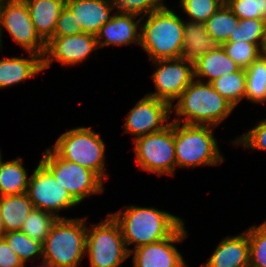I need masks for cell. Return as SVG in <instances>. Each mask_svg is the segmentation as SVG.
<instances>
[{"label":"cell","instance_id":"cell-17","mask_svg":"<svg viewBox=\"0 0 266 267\" xmlns=\"http://www.w3.org/2000/svg\"><path fill=\"white\" fill-rule=\"evenodd\" d=\"M65 7L81 23L82 33L96 35L100 27L113 17L114 0H66Z\"/></svg>","mask_w":266,"mask_h":267},{"label":"cell","instance_id":"cell-3","mask_svg":"<svg viewBox=\"0 0 266 267\" xmlns=\"http://www.w3.org/2000/svg\"><path fill=\"white\" fill-rule=\"evenodd\" d=\"M140 46L151 61L181 57L184 20L173 9L163 8L147 14L141 20Z\"/></svg>","mask_w":266,"mask_h":267},{"label":"cell","instance_id":"cell-23","mask_svg":"<svg viewBox=\"0 0 266 267\" xmlns=\"http://www.w3.org/2000/svg\"><path fill=\"white\" fill-rule=\"evenodd\" d=\"M0 208L5 233L19 231L34 208L27 193L0 197Z\"/></svg>","mask_w":266,"mask_h":267},{"label":"cell","instance_id":"cell-21","mask_svg":"<svg viewBox=\"0 0 266 267\" xmlns=\"http://www.w3.org/2000/svg\"><path fill=\"white\" fill-rule=\"evenodd\" d=\"M239 69L240 67L226 54L222 45H218L194 62V79L203 82V79L207 78V83H210L223 74H231Z\"/></svg>","mask_w":266,"mask_h":267},{"label":"cell","instance_id":"cell-31","mask_svg":"<svg viewBox=\"0 0 266 267\" xmlns=\"http://www.w3.org/2000/svg\"><path fill=\"white\" fill-rule=\"evenodd\" d=\"M265 45H255L246 41L225 42L222 44L226 54L241 68L247 69L263 54Z\"/></svg>","mask_w":266,"mask_h":267},{"label":"cell","instance_id":"cell-19","mask_svg":"<svg viewBox=\"0 0 266 267\" xmlns=\"http://www.w3.org/2000/svg\"><path fill=\"white\" fill-rule=\"evenodd\" d=\"M27 53H29L27 58L0 59V89L31 79L43 70L42 57L33 52Z\"/></svg>","mask_w":266,"mask_h":267},{"label":"cell","instance_id":"cell-28","mask_svg":"<svg viewBox=\"0 0 266 267\" xmlns=\"http://www.w3.org/2000/svg\"><path fill=\"white\" fill-rule=\"evenodd\" d=\"M3 238L9 247L19 256L22 263L35 258H43L42 243L32 239L23 233L21 230L5 233ZM38 256V257H36Z\"/></svg>","mask_w":266,"mask_h":267},{"label":"cell","instance_id":"cell-40","mask_svg":"<svg viewBox=\"0 0 266 267\" xmlns=\"http://www.w3.org/2000/svg\"><path fill=\"white\" fill-rule=\"evenodd\" d=\"M39 267V266H38ZM40 267H52V266H50V265H48V264H46V263H44V262H42V264H41V266Z\"/></svg>","mask_w":266,"mask_h":267},{"label":"cell","instance_id":"cell-30","mask_svg":"<svg viewBox=\"0 0 266 267\" xmlns=\"http://www.w3.org/2000/svg\"><path fill=\"white\" fill-rule=\"evenodd\" d=\"M246 41L255 45H265L266 21L262 18L239 20L237 28L227 42Z\"/></svg>","mask_w":266,"mask_h":267},{"label":"cell","instance_id":"cell-4","mask_svg":"<svg viewBox=\"0 0 266 267\" xmlns=\"http://www.w3.org/2000/svg\"><path fill=\"white\" fill-rule=\"evenodd\" d=\"M86 218H58L42 243L44 262L52 267H77L86 255Z\"/></svg>","mask_w":266,"mask_h":267},{"label":"cell","instance_id":"cell-27","mask_svg":"<svg viewBox=\"0 0 266 267\" xmlns=\"http://www.w3.org/2000/svg\"><path fill=\"white\" fill-rule=\"evenodd\" d=\"M246 71L245 100L254 103L266 102V55L262 54Z\"/></svg>","mask_w":266,"mask_h":267},{"label":"cell","instance_id":"cell-26","mask_svg":"<svg viewBox=\"0 0 266 267\" xmlns=\"http://www.w3.org/2000/svg\"><path fill=\"white\" fill-rule=\"evenodd\" d=\"M210 84L223 98L236 107L243 98L245 99L246 71L240 68L237 72L223 74Z\"/></svg>","mask_w":266,"mask_h":267},{"label":"cell","instance_id":"cell-10","mask_svg":"<svg viewBox=\"0 0 266 267\" xmlns=\"http://www.w3.org/2000/svg\"><path fill=\"white\" fill-rule=\"evenodd\" d=\"M3 29L26 52L44 56L46 42L36 32L24 0H0V49Z\"/></svg>","mask_w":266,"mask_h":267},{"label":"cell","instance_id":"cell-41","mask_svg":"<svg viewBox=\"0 0 266 267\" xmlns=\"http://www.w3.org/2000/svg\"><path fill=\"white\" fill-rule=\"evenodd\" d=\"M263 54L266 55V42H265V46H264V49H263Z\"/></svg>","mask_w":266,"mask_h":267},{"label":"cell","instance_id":"cell-29","mask_svg":"<svg viewBox=\"0 0 266 267\" xmlns=\"http://www.w3.org/2000/svg\"><path fill=\"white\" fill-rule=\"evenodd\" d=\"M57 219L58 217L51 212L33 208L24 221L21 231L30 238L43 243Z\"/></svg>","mask_w":266,"mask_h":267},{"label":"cell","instance_id":"cell-25","mask_svg":"<svg viewBox=\"0 0 266 267\" xmlns=\"http://www.w3.org/2000/svg\"><path fill=\"white\" fill-rule=\"evenodd\" d=\"M239 18L232 10L223 4L206 22L205 27L208 34L214 39L218 45L227 42L230 35L233 34Z\"/></svg>","mask_w":266,"mask_h":267},{"label":"cell","instance_id":"cell-38","mask_svg":"<svg viewBox=\"0 0 266 267\" xmlns=\"http://www.w3.org/2000/svg\"><path fill=\"white\" fill-rule=\"evenodd\" d=\"M0 267H25L4 238H0Z\"/></svg>","mask_w":266,"mask_h":267},{"label":"cell","instance_id":"cell-13","mask_svg":"<svg viewBox=\"0 0 266 267\" xmlns=\"http://www.w3.org/2000/svg\"><path fill=\"white\" fill-rule=\"evenodd\" d=\"M171 105L166 101L148 95L141 98L128 112L124 133L138 137L163 130L171 122Z\"/></svg>","mask_w":266,"mask_h":267},{"label":"cell","instance_id":"cell-39","mask_svg":"<svg viewBox=\"0 0 266 267\" xmlns=\"http://www.w3.org/2000/svg\"><path fill=\"white\" fill-rule=\"evenodd\" d=\"M5 234V228L3 225V218L1 214V208H0V238H3V235Z\"/></svg>","mask_w":266,"mask_h":267},{"label":"cell","instance_id":"cell-24","mask_svg":"<svg viewBox=\"0 0 266 267\" xmlns=\"http://www.w3.org/2000/svg\"><path fill=\"white\" fill-rule=\"evenodd\" d=\"M29 179L20 156L7 162L0 159V197L27 193Z\"/></svg>","mask_w":266,"mask_h":267},{"label":"cell","instance_id":"cell-8","mask_svg":"<svg viewBox=\"0 0 266 267\" xmlns=\"http://www.w3.org/2000/svg\"><path fill=\"white\" fill-rule=\"evenodd\" d=\"M40 162L78 203L92 194L104 193V181L96 173L61 158L52 148L46 149Z\"/></svg>","mask_w":266,"mask_h":267},{"label":"cell","instance_id":"cell-12","mask_svg":"<svg viewBox=\"0 0 266 267\" xmlns=\"http://www.w3.org/2000/svg\"><path fill=\"white\" fill-rule=\"evenodd\" d=\"M156 67L152 80L156 91L148 96L166 101L173 106L182 92L194 80V63L180 57L151 61Z\"/></svg>","mask_w":266,"mask_h":267},{"label":"cell","instance_id":"cell-2","mask_svg":"<svg viewBox=\"0 0 266 267\" xmlns=\"http://www.w3.org/2000/svg\"><path fill=\"white\" fill-rule=\"evenodd\" d=\"M176 100L174 107L171 106L176 123L217 127L235 109L210 83L196 79Z\"/></svg>","mask_w":266,"mask_h":267},{"label":"cell","instance_id":"cell-37","mask_svg":"<svg viewBox=\"0 0 266 267\" xmlns=\"http://www.w3.org/2000/svg\"><path fill=\"white\" fill-rule=\"evenodd\" d=\"M80 33H82L81 23L77 22L75 15L64 7L57 20L56 29L52 37H64Z\"/></svg>","mask_w":266,"mask_h":267},{"label":"cell","instance_id":"cell-20","mask_svg":"<svg viewBox=\"0 0 266 267\" xmlns=\"http://www.w3.org/2000/svg\"><path fill=\"white\" fill-rule=\"evenodd\" d=\"M36 32L47 42L54 34L66 0H24Z\"/></svg>","mask_w":266,"mask_h":267},{"label":"cell","instance_id":"cell-6","mask_svg":"<svg viewBox=\"0 0 266 267\" xmlns=\"http://www.w3.org/2000/svg\"><path fill=\"white\" fill-rule=\"evenodd\" d=\"M51 148L61 158L92 170L103 181L109 179V174H105V142L90 127H77L62 133Z\"/></svg>","mask_w":266,"mask_h":267},{"label":"cell","instance_id":"cell-9","mask_svg":"<svg viewBox=\"0 0 266 267\" xmlns=\"http://www.w3.org/2000/svg\"><path fill=\"white\" fill-rule=\"evenodd\" d=\"M136 163L140 170L157 174L174 175L176 158L174 148V122L163 130L134 140Z\"/></svg>","mask_w":266,"mask_h":267},{"label":"cell","instance_id":"cell-22","mask_svg":"<svg viewBox=\"0 0 266 267\" xmlns=\"http://www.w3.org/2000/svg\"><path fill=\"white\" fill-rule=\"evenodd\" d=\"M183 32L181 57L192 63L218 46V43L208 34L205 23L184 20Z\"/></svg>","mask_w":266,"mask_h":267},{"label":"cell","instance_id":"cell-32","mask_svg":"<svg viewBox=\"0 0 266 267\" xmlns=\"http://www.w3.org/2000/svg\"><path fill=\"white\" fill-rule=\"evenodd\" d=\"M249 267H266V221L248 228Z\"/></svg>","mask_w":266,"mask_h":267},{"label":"cell","instance_id":"cell-18","mask_svg":"<svg viewBox=\"0 0 266 267\" xmlns=\"http://www.w3.org/2000/svg\"><path fill=\"white\" fill-rule=\"evenodd\" d=\"M250 244L248 230L227 236L218 244L202 267H249Z\"/></svg>","mask_w":266,"mask_h":267},{"label":"cell","instance_id":"cell-35","mask_svg":"<svg viewBox=\"0 0 266 267\" xmlns=\"http://www.w3.org/2000/svg\"><path fill=\"white\" fill-rule=\"evenodd\" d=\"M163 3V0H114L118 12L137 17L141 15V19L147 14L166 6Z\"/></svg>","mask_w":266,"mask_h":267},{"label":"cell","instance_id":"cell-7","mask_svg":"<svg viewBox=\"0 0 266 267\" xmlns=\"http://www.w3.org/2000/svg\"><path fill=\"white\" fill-rule=\"evenodd\" d=\"M86 255L90 267H121L130 256L121 229L110 214L87 227Z\"/></svg>","mask_w":266,"mask_h":267},{"label":"cell","instance_id":"cell-5","mask_svg":"<svg viewBox=\"0 0 266 267\" xmlns=\"http://www.w3.org/2000/svg\"><path fill=\"white\" fill-rule=\"evenodd\" d=\"M213 130V126L174 122L176 166L195 168L221 164L224 158L220 154Z\"/></svg>","mask_w":266,"mask_h":267},{"label":"cell","instance_id":"cell-14","mask_svg":"<svg viewBox=\"0 0 266 267\" xmlns=\"http://www.w3.org/2000/svg\"><path fill=\"white\" fill-rule=\"evenodd\" d=\"M99 49L95 35L80 33L64 37H51L46 42L45 54L42 57L43 71L51 66L53 61L60 62V66H73Z\"/></svg>","mask_w":266,"mask_h":267},{"label":"cell","instance_id":"cell-15","mask_svg":"<svg viewBox=\"0 0 266 267\" xmlns=\"http://www.w3.org/2000/svg\"><path fill=\"white\" fill-rule=\"evenodd\" d=\"M183 223L169 238L130 249L133 267H187L176 243L185 240L188 233Z\"/></svg>","mask_w":266,"mask_h":267},{"label":"cell","instance_id":"cell-1","mask_svg":"<svg viewBox=\"0 0 266 267\" xmlns=\"http://www.w3.org/2000/svg\"><path fill=\"white\" fill-rule=\"evenodd\" d=\"M125 209V210H124ZM118 223L128 251L169 238L183 223V219L154 207L130 205L110 213Z\"/></svg>","mask_w":266,"mask_h":267},{"label":"cell","instance_id":"cell-33","mask_svg":"<svg viewBox=\"0 0 266 267\" xmlns=\"http://www.w3.org/2000/svg\"><path fill=\"white\" fill-rule=\"evenodd\" d=\"M223 3L220 0H180V7L188 21L205 23Z\"/></svg>","mask_w":266,"mask_h":267},{"label":"cell","instance_id":"cell-16","mask_svg":"<svg viewBox=\"0 0 266 267\" xmlns=\"http://www.w3.org/2000/svg\"><path fill=\"white\" fill-rule=\"evenodd\" d=\"M114 12L112 19L102 25L95 35L99 49L108 45L123 46L133 43L140 46L138 27H141V18L135 21L137 16Z\"/></svg>","mask_w":266,"mask_h":267},{"label":"cell","instance_id":"cell-36","mask_svg":"<svg viewBox=\"0 0 266 267\" xmlns=\"http://www.w3.org/2000/svg\"><path fill=\"white\" fill-rule=\"evenodd\" d=\"M233 145H242L245 148L266 151V119L258 122L250 131L232 141Z\"/></svg>","mask_w":266,"mask_h":267},{"label":"cell","instance_id":"cell-34","mask_svg":"<svg viewBox=\"0 0 266 267\" xmlns=\"http://www.w3.org/2000/svg\"><path fill=\"white\" fill-rule=\"evenodd\" d=\"M226 4L239 20L262 18L266 21V0H227Z\"/></svg>","mask_w":266,"mask_h":267},{"label":"cell","instance_id":"cell-11","mask_svg":"<svg viewBox=\"0 0 266 267\" xmlns=\"http://www.w3.org/2000/svg\"><path fill=\"white\" fill-rule=\"evenodd\" d=\"M27 194L34 208L51 212L58 218L62 216L56 211L79 204L41 162L30 176Z\"/></svg>","mask_w":266,"mask_h":267},{"label":"cell","instance_id":"cell-42","mask_svg":"<svg viewBox=\"0 0 266 267\" xmlns=\"http://www.w3.org/2000/svg\"><path fill=\"white\" fill-rule=\"evenodd\" d=\"M223 4L227 3V0H220Z\"/></svg>","mask_w":266,"mask_h":267}]
</instances>
